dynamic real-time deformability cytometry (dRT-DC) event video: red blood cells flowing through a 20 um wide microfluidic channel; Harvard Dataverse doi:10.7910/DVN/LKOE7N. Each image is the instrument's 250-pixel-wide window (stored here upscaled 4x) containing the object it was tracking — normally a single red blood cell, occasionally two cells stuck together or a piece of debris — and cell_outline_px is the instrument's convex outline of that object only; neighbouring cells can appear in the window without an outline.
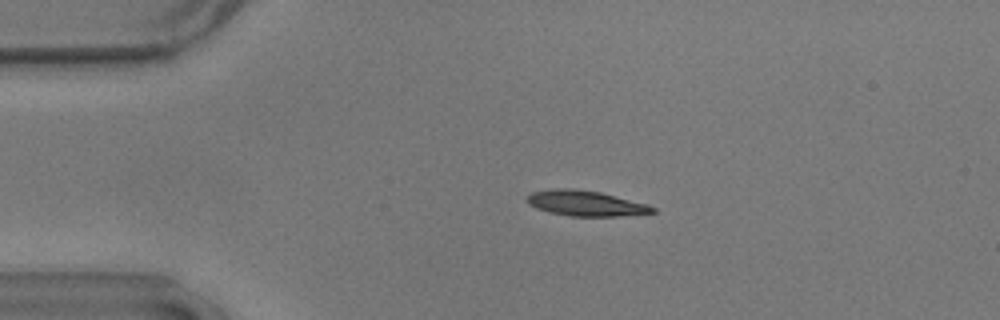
{"species": "common noctule bat (a hibernating species)", "species_latin": "Nyctalus noctula", "temperature_condition": "warm", "stored_images_in_passage": 55, "camera_frame_rate_fps": 3000, "um_per_image_px": 0.085, "animal": {"sex": "male", "body_mass_g": 17.9}, "frame": {"image": 1, "passage_image": 11, "time_ms": 3.333, "image_size_px": [1000, 320], "cell_outline_px": [[656, 212], [620, 216], [572, 216], [552, 212], [536, 208], [528, 204], [524, 200], [532, 192], [552, 188], [572, 188], [600, 192], [648, 204], [656, 208]], "centroid_in_image_um": [49.77, 17.27], "position_along_channel_um": 35.2, "area_um2": 18.55}}
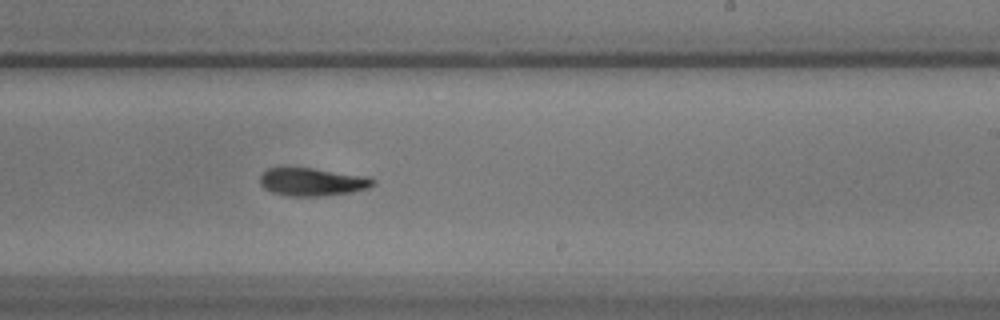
{"frame": {"image": 2, "passage_image": 33, "time_ms": 10.667, "image_size_px": [1000, 320], "cell_outline_px": [[376, 184], [368, 188], [352, 192], [320, 196], [288, 196], [272, 192], [264, 188], [260, 184], [260, 176], [268, 168], [312, 168], [368, 176], [376, 180]], "centroid_in_image_um": [26.58, 15.46], "position_along_channel_um": 262.4, "area_um2": 18.44}}
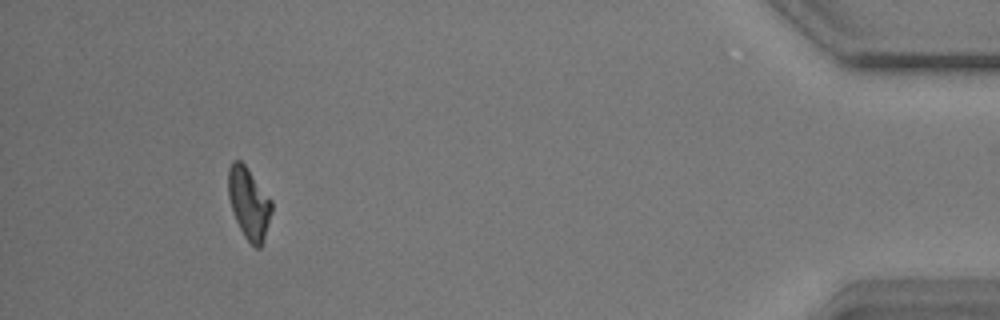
{"frame": {"image": 3, "passage_image": 51, "time_ms": 16.667, "image_size_px": [1000, 320], "cell_outline_px": [[272, 212], [260, 248], [256, 248], [244, 236], [236, 220], [228, 196], [228, 168], [232, 160], [240, 160], [244, 164], [272, 200]], "centroid_in_image_um": [21.14, 17.24], "position_along_channel_um": 414.1, "area_um2": 17.8}, "authors_computed_cell_mechanics": {"area_um2": 18.496, "velocity_mm_per_s": 3.6075, "shape_relaxation_time_tau1_ms": 2.751, "shape_relaxation_time_tau2_ms": 4.0115, "deformation_change_tau1": 0.1616, "deformation_change_tau2": 0.1194}}